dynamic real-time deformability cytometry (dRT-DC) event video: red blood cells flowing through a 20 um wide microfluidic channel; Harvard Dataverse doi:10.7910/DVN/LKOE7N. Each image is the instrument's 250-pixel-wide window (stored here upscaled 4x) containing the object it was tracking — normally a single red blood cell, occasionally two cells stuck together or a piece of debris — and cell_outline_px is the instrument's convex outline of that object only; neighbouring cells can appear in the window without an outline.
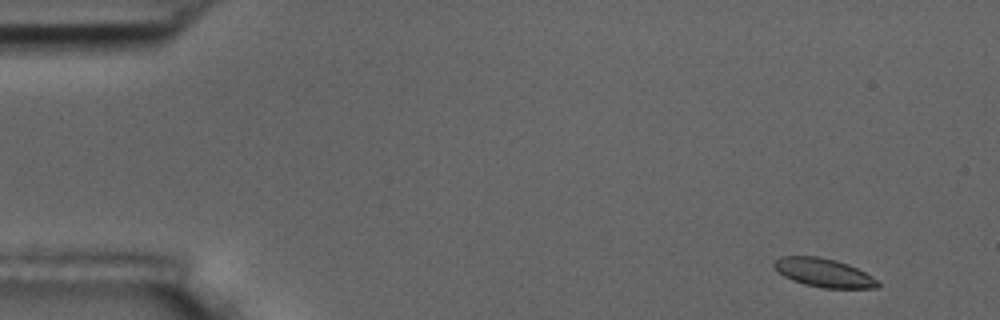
{"species": "common noctule bat (a hibernating species)", "species_latin": "Nyctalus noctula", "temperature_condition": "room temperature", "stored_images_in_passage": 4, "camera_frame_rate_fps": 3000, "um_per_image_px": 0.085, "animal": {"sex": "male", "body_mass_g": 17.5, "forearm_length_mm": 52.3}, "frame": {"image": 1, "passage_image": 1, "time_ms": 0.0, "image_size_px": [1000, 320], "cell_outline_px": [[880, 284], [876, 288], [824, 288], [804, 284], [792, 280], [784, 276], [772, 264], [780, 256], [820, 256], [836, 260], [848, 264], [872, 276]], "centroid_in_image_um": [70.01, 23.17], "position_along_channel_um": 15.0, "area_um2": 17.17}}